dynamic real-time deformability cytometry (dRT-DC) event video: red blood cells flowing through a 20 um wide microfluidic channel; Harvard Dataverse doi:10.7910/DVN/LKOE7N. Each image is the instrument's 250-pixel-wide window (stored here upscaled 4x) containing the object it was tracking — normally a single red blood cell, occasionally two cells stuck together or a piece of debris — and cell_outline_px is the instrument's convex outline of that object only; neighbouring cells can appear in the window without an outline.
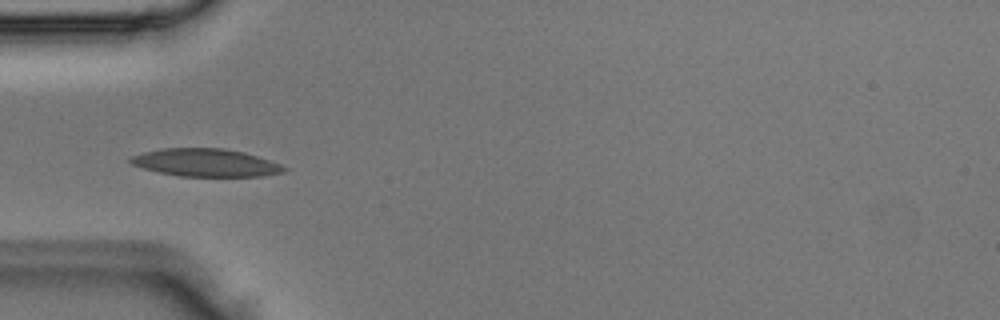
{"species": "Egyptian fruit bat (a non-hibernating species)", "species_latin": "Rousettus aegyptiacus", "temperature_condition": "room temperature", "stored_images_in_passage": 2, "camera_frame_rate_fps": 3000, "um_per_image_px": 0.085, "animal": {"sex": "male"}, "frame": {"image": 1, "passage_image": 2, "time_ms": 0.333, "image_size_px": [1000, 320], "cell_outline_px": [[288, 168], [284, 172], [260, 176], [180, 176], [160, 172], [144, 168], [132, 164], [128, 160], [132, 156], [144, 152], [160, 148], [224, 148], [244, 152], [280, 164]], "centroid_in_image_um": [17.48, 13.82], "position_along_channel_um": 67.5, "area_um2": 24.62}}